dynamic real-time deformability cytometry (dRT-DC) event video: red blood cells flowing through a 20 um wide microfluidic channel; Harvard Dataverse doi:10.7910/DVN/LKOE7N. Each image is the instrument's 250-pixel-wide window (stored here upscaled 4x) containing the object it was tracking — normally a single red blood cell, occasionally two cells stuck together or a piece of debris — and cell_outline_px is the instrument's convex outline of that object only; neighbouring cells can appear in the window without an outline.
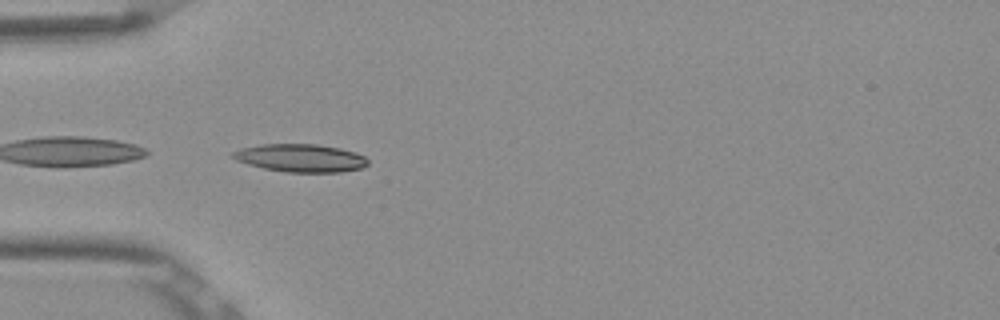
{"species": "Egyptian fruit bat (a non-hibernating species)", "species_latin": "Rousettus aegyptiacus", "temperature_condition": "room temperature", "stored_images_in_passage": 29, "camera_frame_rate_fps": 3000, "um_per_image_px": 0.085, "frame": {"image": 1, "passage_image": 1, "time_ms": 0.0, "image_size_px": [1000, 320], "cell_outline_px": [[368, 164], [364, 168], [340, 172], [284, 172], [264, 168], [248, 164], [236, 160], [232, 156], [232, 152], [240, 148], [260, 144], [316, 144], [340, 148], [356, 152], [364, 156], [368, 160]], "centroid_in_image_um": [25.57, 13.43], "position_along_channel_um": 59.4, "area_um2": 22.08}}
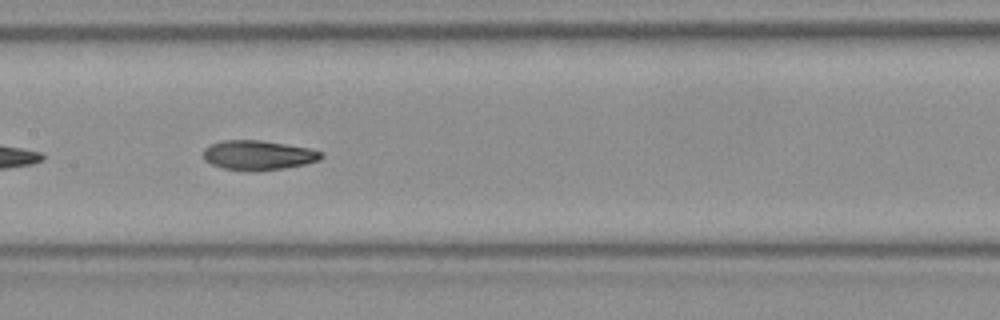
{"frame": {"image": 2, "passage_image": 11, "time_ms": 3.333, "image_size_px": [1000, 320], "cell_outline_px": [[324, 156], [320, 160], [304, 164], [284, 168], [256, 172], [248, 172], [224, 168], [212, 164], [204, 160], [204, 148], [208, 144], [220, 140], [260, 140], [308, 148], [324, 152]], "centroid_in_image_um": [21.93, 13.2], "position_along_channel_um": 185.5, "area_um2": 20.58}}
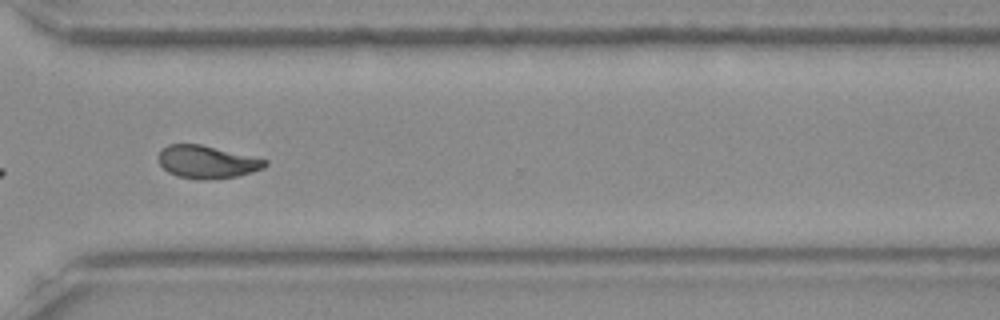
{"frame": {"image": 3, "passage_image": 24, "time_ms": 7.667, "image_size_px": [1000, 320], "cell_outline_px": [[268, 164], [264, 168], [252, 172], [236, 176], [200, 180], [196, 180], [176, 176], [168, 172], [160, 164], [156, 156], [168, 144], [200, 144], [268, 160]], "centroid_in_image_um": [17.57, 13.77], "position_along_channel_um": 353.0, "area_um2": 20.29}, "authors_computed_cell_mechanics": {"area_um2": 20.5768, "velocity_mm_per_s": 3.8721, "shape_relaxation_time_tau1_ms": 3.8342, "shape_relaxation_time_tau2_ms": 1.9562, "deformation_change_tau1": 0.1679, "deformation_change_tau2": 0.0835}}